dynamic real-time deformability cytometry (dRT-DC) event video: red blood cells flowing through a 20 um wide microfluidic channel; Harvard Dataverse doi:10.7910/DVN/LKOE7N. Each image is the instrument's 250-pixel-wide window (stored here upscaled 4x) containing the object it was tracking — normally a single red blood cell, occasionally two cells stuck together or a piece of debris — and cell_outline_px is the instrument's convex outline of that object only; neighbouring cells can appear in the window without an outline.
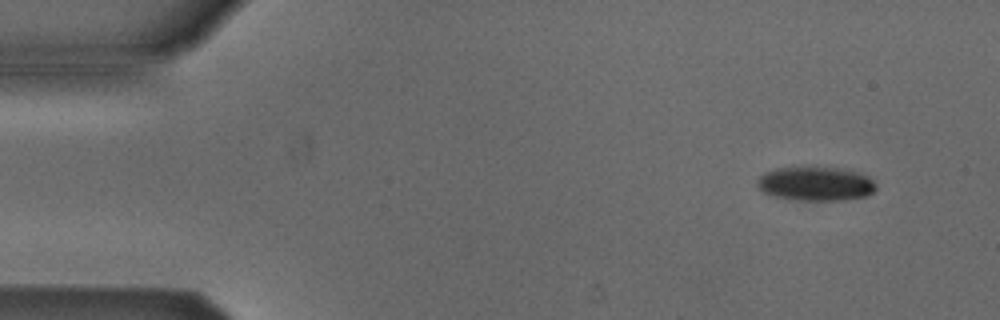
{"species": "Egyptian fruit bat (a non-hibernating species)", "species_latin": "Rousettus aegyptiacus", "temperature_condition": "cold", "stored_images_in_passage": 5, "segment_of_instrument_passage": [1, 2], "camera_frame_rate_fps": 3000, "um_per_image_px": 0.085, "animal": {"sex": "male"}, "frame": {"image": 1, "passage_image": 1, "time_ms": 0.0, "image_size_px": [1000, 320], "cell_outline_px": [[876, 188], [872, 192], [864, 196], [836, 200], [800, 200], [776, 196], [764, 192], [756, 184], [756, 180], [764, 172], [776, 168], [816, 164], [840, 168], [860, 172], [868, 176], [876, 184]], "centroid_in_image_um": [69.31, 15.55], "position_along_channel_um": 15.7, "area_um2": 24.1}}